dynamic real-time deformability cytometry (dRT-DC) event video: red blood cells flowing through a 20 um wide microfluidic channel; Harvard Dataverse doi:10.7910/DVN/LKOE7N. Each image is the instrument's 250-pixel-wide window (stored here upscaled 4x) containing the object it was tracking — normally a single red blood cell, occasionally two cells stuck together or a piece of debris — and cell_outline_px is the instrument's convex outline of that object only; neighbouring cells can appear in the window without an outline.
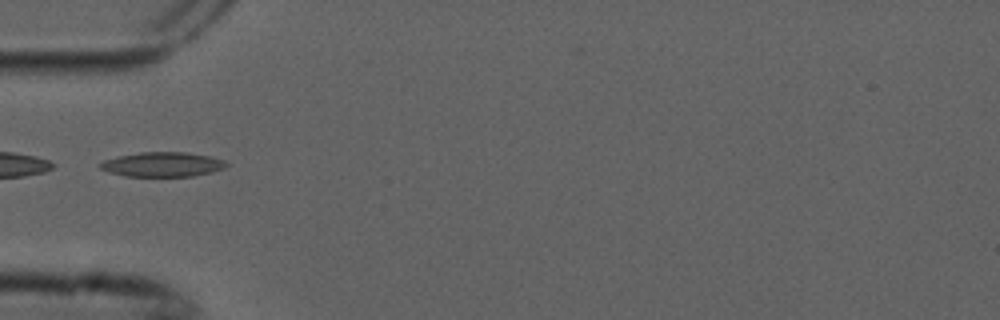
{"species": "common noctule bat (a hibernating species)", "species_latin": "Nyctalus noctula", "temperature_condition": "cold", "stored_images_in_passage": 7, "camera_frame_rate_fps": 3000, "um_per_image_px": 0.085, "animal": {"sex": "male", "forearm_length_mm": 52.5}, "frame": {"image": 1, "passage_image": 4, "time_ms": 1.0, "image_size_px": [1000, 320], "cell_outline_px": [[228, 164], [224, 168], [212, 172], [192, 176], [124, 176], [108, 172], [100, 168], [100, 164], [104, 160], [120, 156], [140, 152], [184, 152], [208, 156], [224, 160]], "centroid_in_image_um": [13.81, 13.98], "position_along_channel_um": 71.2, "area_um2": 17.92}}
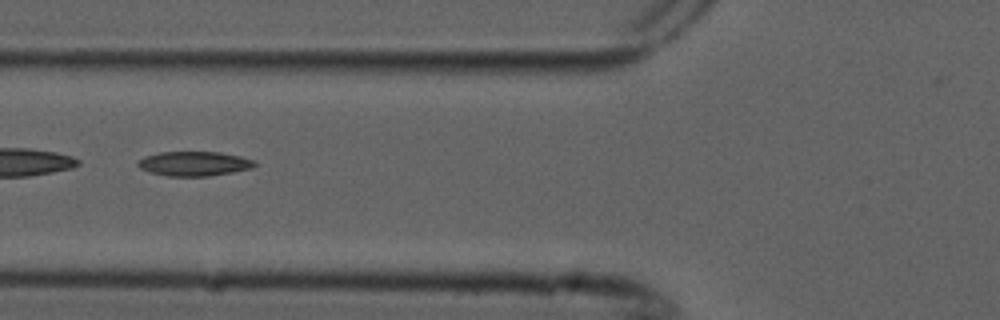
{"frame": {"image": 2, "passage_image": 5, "time_ms": 1.333, "image_size_px": [1000, 320], "cell_outline_px": [[256, 164], [252, 168], [232, 172], [208, 176], [168, 176], [152, 172], [140, 168], [136, 164], [144, 156], [160, 152], [220, 152], [240, 156], [256, 160]], "centroid_in_image_um": [16.53, 13.9], "position_along_channel_um": 109.3, "area_um2": 16.59}}
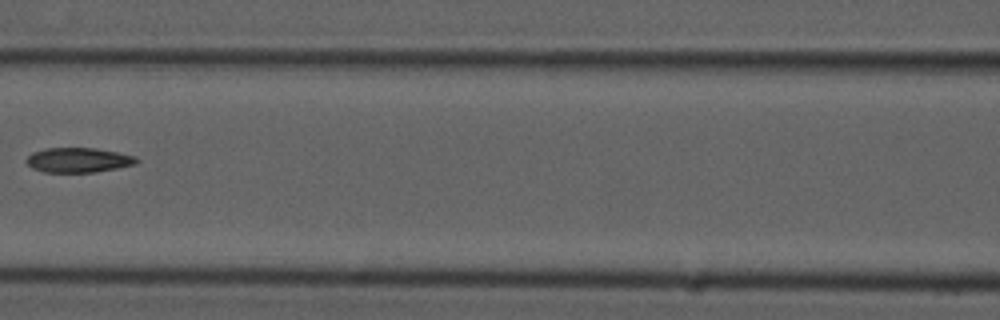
{"frame": {"image": 3, "passage_image": 6, "time_ms": 1.667, "image_size_px": [1000, 320], "cell_outline_px": [[140, 160], [136, 164], [96, 172], [44, 172], [32, 168], [24, 160], [32, 152], [44, 148], [96, 148], [136, 156]], "centroid_in_image_um": [6.65, 13.6], "position_along_channel_um": 159.9, "area_um2": 15.95}}